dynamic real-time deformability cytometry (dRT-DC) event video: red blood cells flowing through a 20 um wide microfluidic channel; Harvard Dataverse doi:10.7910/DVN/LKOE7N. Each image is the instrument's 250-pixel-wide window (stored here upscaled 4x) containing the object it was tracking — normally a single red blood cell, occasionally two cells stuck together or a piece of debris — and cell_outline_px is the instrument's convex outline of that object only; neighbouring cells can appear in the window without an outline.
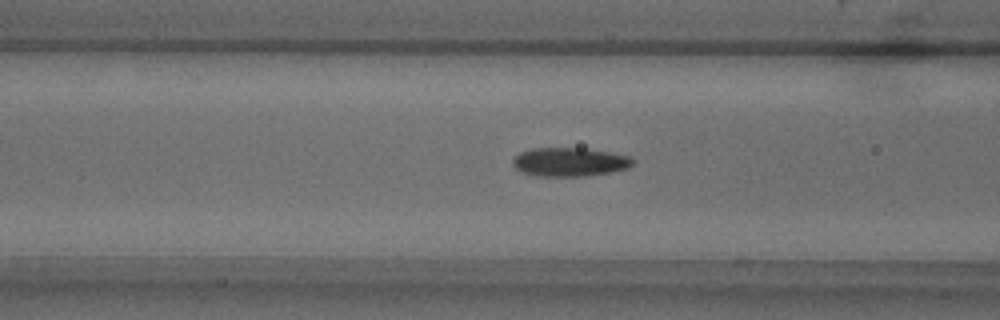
{"species": "common noctule bat (a hibernating species)", "species_latin": "Nyctalus noctula", "temperature_condition": "warm", "stored_images_in_passage": 36, "camera_frame_rate_fps": 3000, "um_per_image_px": 0.085, "animal": {"sex": "male", "body_mass_g": 18.8}, "frame": {"image": 1, "passage_image": 4, "time_ms": 1.0, "image_size_px": [1000, 320], "cell_outline_px": [[636, 160], [628, 168], [608, 172], [584, 176], [532, 176], [520, 172], [512, 164], [512, 160], [520, 152], [532, 148], [584, 148], [632, 156]], "centroid_in_image_um": [48.4, 13.77], "position_along_channel_um": 118.2, "area_um2": 20.23}}
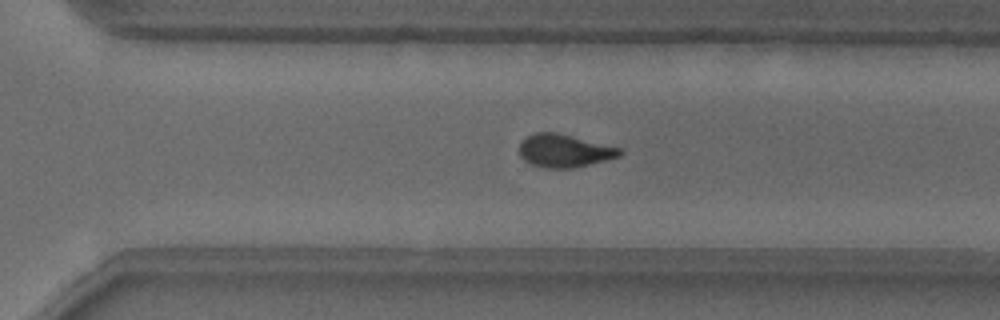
{"frame": {"image": 2, "passage_image": 20, "time_ms": 6.333, "image_size_px": [1000, 320], "cell_outline_px": [[624, 152], [620, 156], [572, 168], [544, 168], [528, 164], [520, 156], [520, 144], [528, 136], [536, 132], [556, 132], [620, 148]], "centroid_in_image_um": [47.94, 12.82], "position_along_channel_um": 322.7, "area_um2": 19.07}}
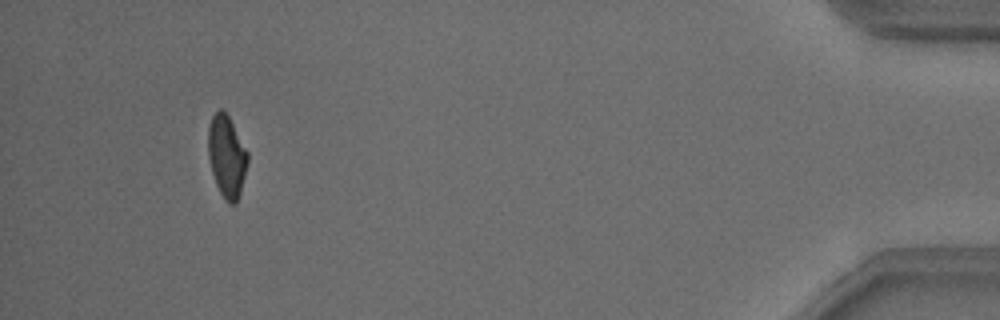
{"frame": {"image": 3, "passage_image": 33, "time_ms": 10.667, "image_size_px": [1000, 320], "cell_outline_px": [[248, 164], [240, 192], [236, 204], [228, 204], [224, 200], [216, 184], [212, 172], [208, 156], [208, 128], [212, 116], [220, 108], [228, 116], [248, 152]], "centroid_in_image_um": [19.27, 13.32], "position_along_channel_um": 415.9, "area_um2": 18.79}}